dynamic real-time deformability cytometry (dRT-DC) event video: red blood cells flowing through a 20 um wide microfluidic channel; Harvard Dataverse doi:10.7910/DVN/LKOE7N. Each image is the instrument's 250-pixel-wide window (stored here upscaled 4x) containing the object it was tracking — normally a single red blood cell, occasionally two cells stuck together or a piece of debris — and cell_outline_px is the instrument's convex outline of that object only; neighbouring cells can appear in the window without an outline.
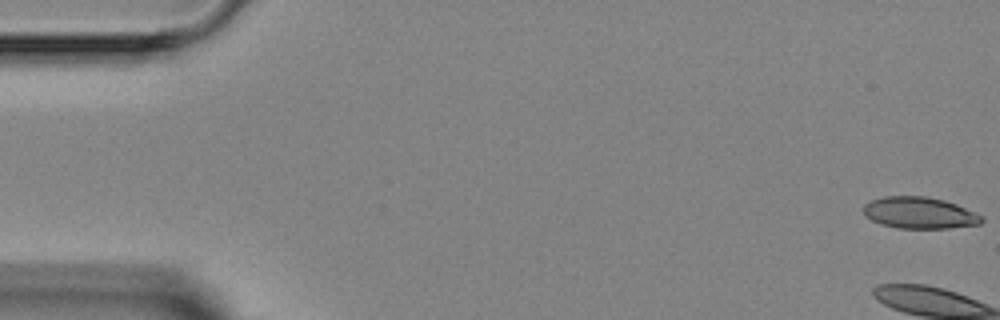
{"species": "Egyptian fruit bat (a non-hibernating species)", "species_latin": "Rousettus aegyptiacus", "temperature_condition": "room temperature", "stored_images_in_passage": 6, "camera_frame_rate_fps": 3000, "um_per_image_px": 0.085, "animal": {"sex": "female"}, "frame": {"image": 1, "passage_image": 1, "time_ms": 0.0, "image_size_px": [1000, 320], "cell_outline_px": [[984, 220], [980, 224], [948, 228], [896, 228], [880, 224], [864, 216], [864, 204], [872, 200], [884, 196], [924, 196], [944, 200], [956, 204], [984, 216]], "centroid_in_image_um": [78.16, 18.09], "position_along_channel_um": 6.8, "area_um2": 21.79}}